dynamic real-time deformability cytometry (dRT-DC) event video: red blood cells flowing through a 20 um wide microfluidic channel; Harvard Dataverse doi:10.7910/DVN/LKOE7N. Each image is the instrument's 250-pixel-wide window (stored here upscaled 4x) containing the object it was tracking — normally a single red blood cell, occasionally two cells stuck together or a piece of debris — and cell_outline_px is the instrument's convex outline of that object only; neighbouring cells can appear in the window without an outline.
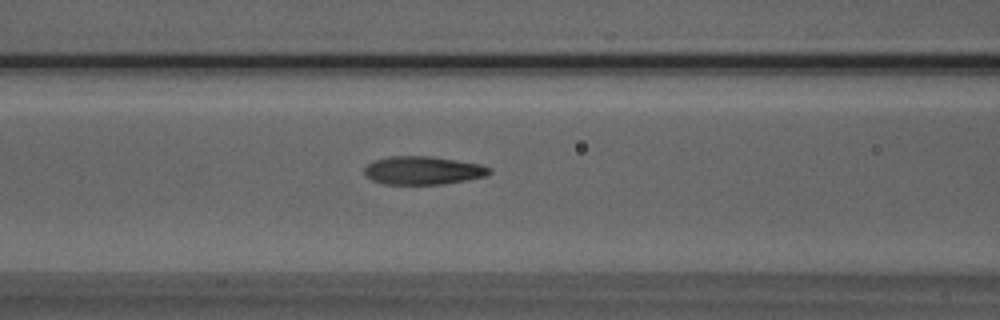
{"species": "Egyptian fruit bat (a non-hibernating species)", "species_latin": "Rousettus aegyptiacus", "temperature_condition": "room temperature", "stored_images_in_passage": 52, "camera_frame_rate_fps": 3000, "um_per_image_px": 0.085, "animal": {"sex": "male"}, "frame": {"image": 1, "passage_image": 21, "time_ms": 6.667, "image_size_px": [1000, 320], "cell_outline_px": [[492, 172], [488, 176], [444, 184], [384, 184], [372, 180], [364, 176], [364, 168], [372, 160], [388, 156], [432, 156], [480, 164], [492, 168]], "centroid_in_image_um": [35.95, 14.48], "position_along_channel_um": 130.7, "area_um2": 20.87}}
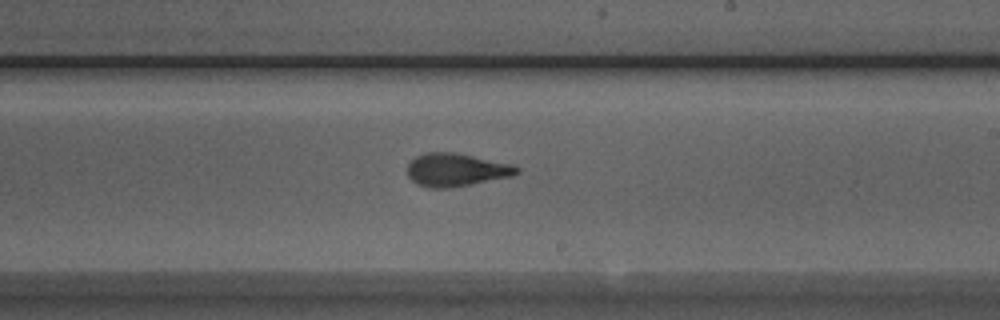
{"frame": {"image": 2, "passage_image": 30, "time_ms": 9.667, "image_size_px": [1000, 320], "cell_outline_px": [[520, 172], [512, 176], [472, 184], [448, 188], [428, 188], [416, 184], [408, 176], [408, 164], [416, 156], [424, 152], [452, 152], [512, 164], [520, 168]], "centroid_in_image_um": [38.76, 14.44], "position_along_channel_um": 250.2, "area_um2": 21.04}}
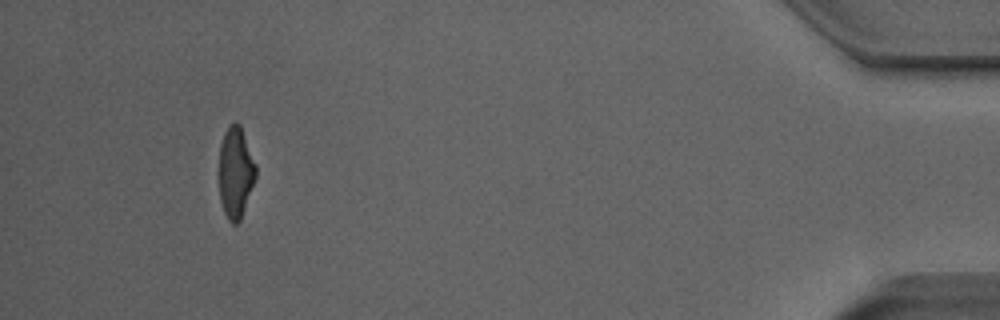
{"frame": {"image": 3, "passage_image": 48, "time_ms": 15.667, "image_size_px": [1000, 320], "cell_outline_px": [[256, 176], [240, 220], [236, 224], [232, 224], [228, 220], [224, 212], [220, 200], [220, 144], [224, 132], [228, 124], [236, 120], [240, 124], [256, 164]], "centroid_in_image_um": [20.03, 14.61], "position_along_channel_um": 415.2, "area_um2": 19.48}, "authors_computed_cell_mechanics": {"area_um2": 20.0277, "velocity_mm_per_s": 3.9969, "shape_relaxation_time_tau1_ms": 3.3721, "shape_relaxation_time_tau2_ms": 1.4197, "deformation_change_tau1": 0.1816, "deformation_change_tau2": 0.101}}